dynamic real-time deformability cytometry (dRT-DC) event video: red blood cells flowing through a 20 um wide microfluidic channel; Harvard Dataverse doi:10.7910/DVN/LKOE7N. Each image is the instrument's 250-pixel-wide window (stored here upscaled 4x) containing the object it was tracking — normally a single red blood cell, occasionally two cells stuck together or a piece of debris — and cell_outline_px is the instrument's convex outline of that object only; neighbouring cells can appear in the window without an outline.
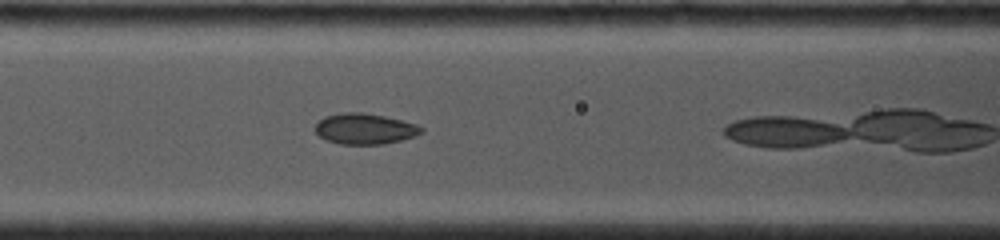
{"species": "common noctule bat (a hibernating species)", "species_latin": "Nyctalus noctula", "temperature_condition": "cold", "stored_images_in_passage": 3, "camera_frame_rate_fps": 4000, "um_per_image_px": 0.085, "animal": {"sex": "female", "body_mass_g": 19.0, "forearm_length_mm": 53.3}, "frame": {"image": 1, "passage_image": 3, "time_ms": 1.75, "image_size_px": [1000, 240], "cell_outline_px": [[424, 132], [416, 136], [400, 140], [380, 144], [340, 144], [328, 140], [320, 136], [316, 132], [316, 124], [324, 116], [340, 112], [364, 112], [384, 116], [416, 124], [424, 128]], "centroid_in_image_um": [31.02, 10.93], "position_along_channel_um": 135.6, "area_um2": 18.96}}